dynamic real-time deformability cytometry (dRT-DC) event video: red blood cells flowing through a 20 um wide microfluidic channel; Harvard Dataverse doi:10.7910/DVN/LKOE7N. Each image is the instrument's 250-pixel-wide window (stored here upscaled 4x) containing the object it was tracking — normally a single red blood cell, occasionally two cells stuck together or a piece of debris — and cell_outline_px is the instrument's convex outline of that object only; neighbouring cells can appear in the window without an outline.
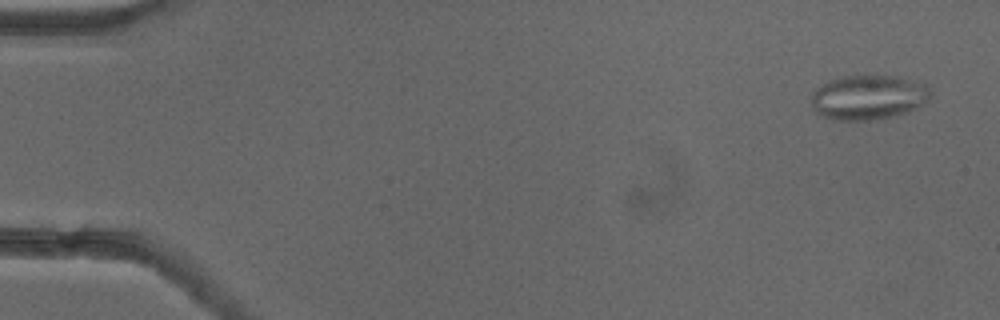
{"species": "common noctule bat (a hibernating species)", "species_latin": "Nyctalus noctula", "temperature_condition": "cold", "stored_images_in_passage": 53, "camera_frame_rate_fps": 3000, "um_per_image_px": 0.085, "animal": {"sex": "female"}, "frame": {"image": 1, "passage_image": 3, "time_ms": 0.667, "image_size_px": [1000, 320], "cell_outline_px": [[932, 96], [928, 100], [916, 108], [908, 112], [896, 116], [868, 120], [832, 120], [816, 112], [812, 108], [812, 92], [816, 88], [840, 76], [900, 76], [928, 84], [932, 92]], "centroid_in_image_um": [73.86, 8.27], "position_along_channel_um": 11.1, "area_um2": 31.27}}
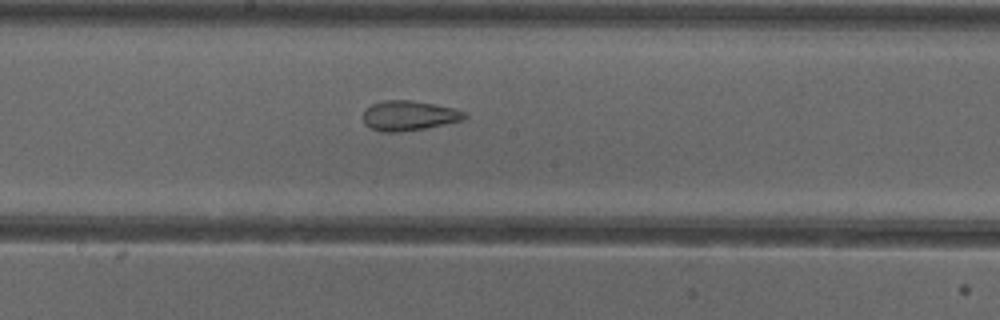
{"frame": {"image": 2, "passage_image": 29, "time_ms": 9.333, "image_size_px": [1000, 320], "cell_outline_px": [[468, 116], [464, 120], [424, 128], [400, 132], [380, 132], [364, 124], [364, 112], [372, 104], [384, 100], [408, 100], [456, 108], [464, 112]], "centroid_in_image_um": [34.77, 9.83], "position_along_channel_um": 213.4, "area_um2": 17.51}}
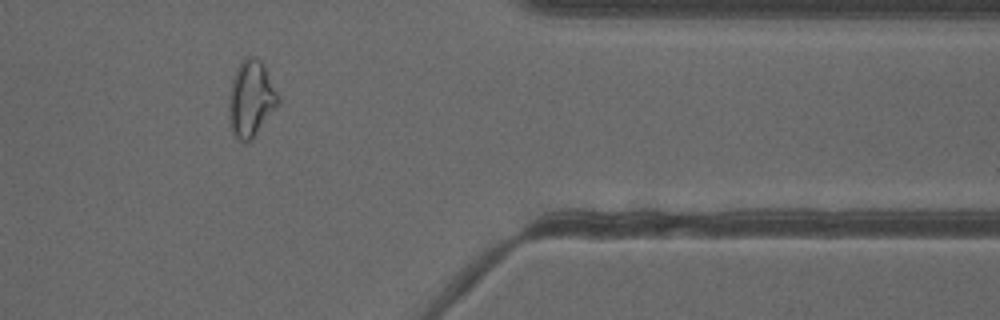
{"frame": {"image": 3, "passage_image": 44, "time_ms": 14.333, "image_size_px": [1000, 320], "cell_outline_px": [[280, 100], [276, 108], [252, 140], [248, 144], [244, 144], [232, 132], [228, 116], [228, 92], [236, 68], [248, 56], [256, 56], [264, 64], [280, 96]], "centroid_in_image_um": [21.33, 8.41], "position_along_channel_um": 390.1, "area_um2": 22.37}, "authors_computed_cell_mechanics": {"area_um2": 23.0622, "velocity_mm_per_s": 3.9086, "shape_relaxation_time_tau1_ms": null, "shape_relaxation_time_tau2_ms": 1.3255, "deformation_change_tau1": null, "deformation_change_tau2": 0.0937}}